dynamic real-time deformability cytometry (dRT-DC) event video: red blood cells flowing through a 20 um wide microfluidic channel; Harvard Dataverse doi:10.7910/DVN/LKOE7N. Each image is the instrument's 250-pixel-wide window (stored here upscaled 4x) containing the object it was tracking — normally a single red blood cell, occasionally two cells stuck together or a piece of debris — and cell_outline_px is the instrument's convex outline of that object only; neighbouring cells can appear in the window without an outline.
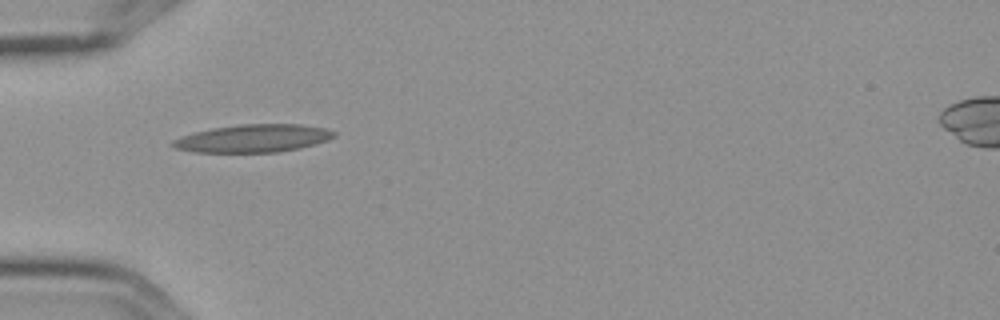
{"species": "Egyptian fruit bat (a non-hibernating species)", "species_latin": "Rousettus aegyptiacus", "temperature_condition": "cold", "stored_images_in_passage": 3, "camera_frame_rate_fps": 3000, "um_per_image_px": 0.085, "frame": {"image": 1, "passage_image": 1, "time_ms": 0.0, "image_size_px": [1000, 320], "cell_outline_px": [[336, 136], [328, 140], [280, 152], [192, 152], [176, 148], [168, 144], [172, 140], [180, 136], [192, 132], [212, 128], [240, 124], [300, 124], [324, 128], [336, 132]], "centroid_in_image_um": [21.45, 11.75], "position_along_channel_um": 63.5, "area_um2": 26.18}}
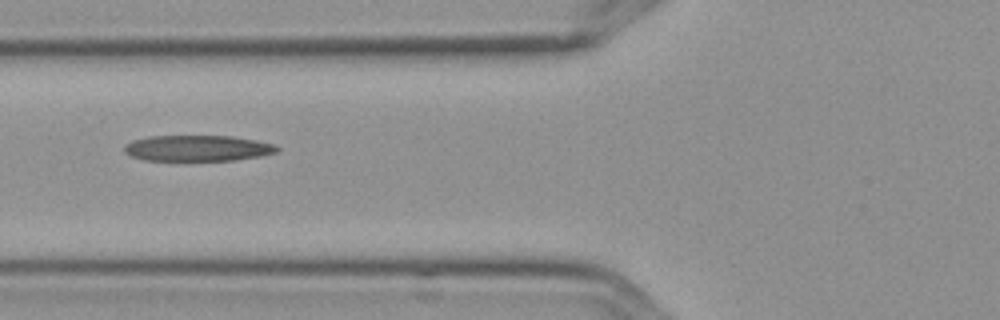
{"frame": {"image": 2, "passage_image": 2, "time_ms": 0.333, "image_size_px": [1000, 320], "cell_outline_px": [[280, 148], [276, 152], [260, 156], [232, 160], [144, 160], [132, 156], [124, 152], [124, 144], [132, 140], [148, 136], [232, 136], [256, 140], [276, 144]], "centroid_in_image_um": [16.78, 12.59], "position_along_channel_um": 109.0, "area_um2": 23.06}}
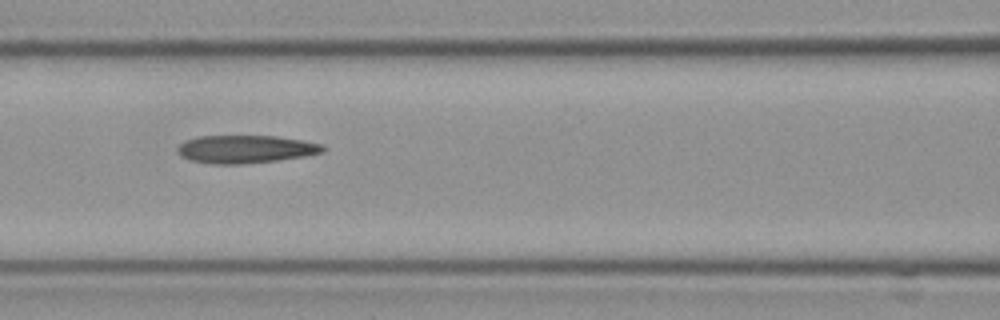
{"frame": {"image": 3, "passage_image": 3, "time_ms": 0.667, "image_size_px": [1000, 320], "cell_outline_px": [[328, 148], [324, 152], [304, 156], [276, 160], [240, 164], [216, 164], [192, 160], [184, 156], [180, 152], [180, 144], [184, 140], [196, 136], [276, 136], [300, 140], [320, 144]], "centroid_in_image_um": [20.92, 12.67], "position_along_channel_um": 145.7, "area_um2": 23.24}}